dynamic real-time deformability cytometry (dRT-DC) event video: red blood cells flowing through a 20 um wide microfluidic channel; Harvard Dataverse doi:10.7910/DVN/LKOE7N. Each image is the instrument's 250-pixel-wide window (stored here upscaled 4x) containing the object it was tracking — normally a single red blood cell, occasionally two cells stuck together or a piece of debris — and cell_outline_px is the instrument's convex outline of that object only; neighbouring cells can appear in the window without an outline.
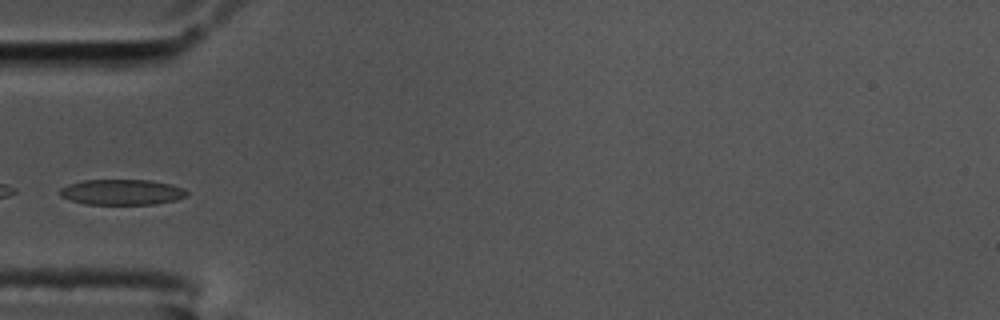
{"species": "common noctule bat (a hibernating species)", "species_latin": "Nyctalus noctula", "temperature_condition": "cold", "stored_images_in_passage": 39, "camera_frame_rate_fps": 3000, "um_per_image_px": 0.085, "animal": {"sex": "male", "body_mass_g": 17.5, "forearm_length_mm": 52.3}, "frame": {"image": 1, "passage_image": 1, "time_ms": 0.0, "image_size_px": [1000, 320], "cell_outline_px": [[188, 196], [176, 200], [156, 204], [84, 204], [60, 196], [60, 188], [68, 184], [84, 180], [148, 180], [172, 184], [184, 188], [188, 192]], "centroid_in_image_um": [10.39, 16.33], "position_along_channel_um": 74.6, "area_um2": 18.96}}
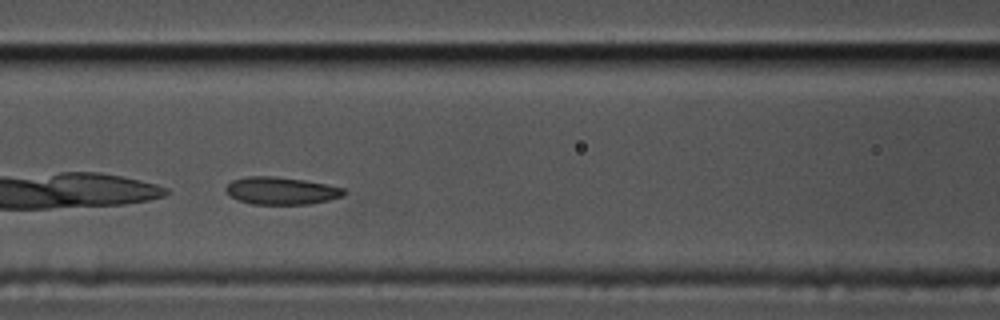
{"frame": {"image": 2, "passage_image": 7, "time_ms": 2.0, "image_size_px": [1000, 320], "cell_outline_px": [[348, 192], [344, 196], [328, 200], [308, 204], [252, 204], [240, 200], [232, 196], [224, 188], [232, 180], [248, 176], [276, 176], [304, 180], [344, 188]], "centroid_in_image_um": [23.94, 16.21], "position_along_channel_um": 142.7, "area_um2": 18.79}}
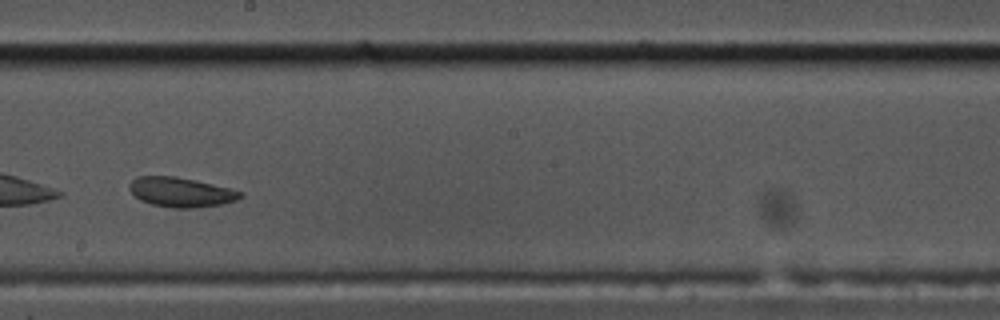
{"frame": {"image": 3, "passage_image": 15, "time_ms": 4.667, "image_size_px": [1000, 320], "cell_outline_px": [[244, 196], [236, 200], [220, 204], [192, 208], [172, 208], [152, 204], [140, 200], [128, 188], [128, 184], [136, 176], [172, 176], [196, 180], [244, 192]], "centroid_in_image_um": [15.36, 16.33], "position_along_channel_um": 232.8, "area_um2": 19.07}}